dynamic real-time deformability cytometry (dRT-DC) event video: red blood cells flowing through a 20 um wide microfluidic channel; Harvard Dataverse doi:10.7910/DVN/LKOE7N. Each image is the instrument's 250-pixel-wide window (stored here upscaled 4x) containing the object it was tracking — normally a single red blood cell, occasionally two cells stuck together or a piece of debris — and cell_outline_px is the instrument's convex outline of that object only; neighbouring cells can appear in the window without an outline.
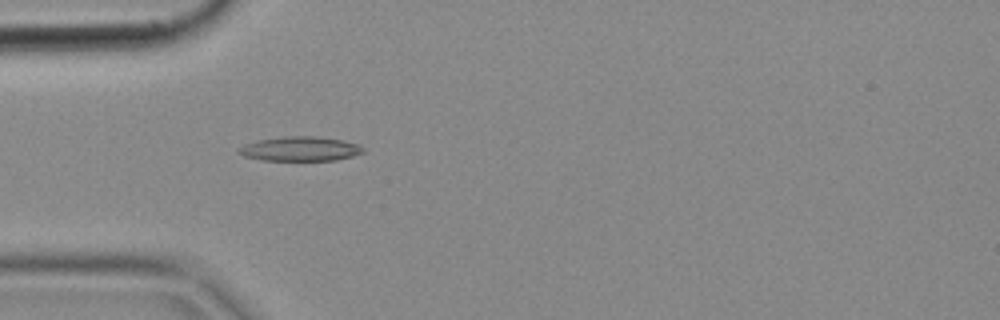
{"species": "common noctule bat (a hibernating species)", "species_latin": "Nyctalus noctula", "temperature_condition": "cold", "stored_images_in_passage": 5, "camera_frame_rate_fps": 3000, "um_per_image_px": 0.085, "animal": {"sex": "female", "body_mass_g": 18.4}, "frame": {"image": 1, "passage_image": 5, "time_ms": 1.333, "image_size_px": [1000, 320], "cell_outline_px": [[364, 152], [352, 156], [336, 160], [260, 160], [244, 156], [236, 152], [236, 148], [244, 144], [260, 140], [284, 136], [312, 136], [344, 140], [360, 144], [364, 148]], "centroid_in_image_um": [25.51, 12.65], "position_along_channel_um": 59.5, "area_um2": 17.8}}